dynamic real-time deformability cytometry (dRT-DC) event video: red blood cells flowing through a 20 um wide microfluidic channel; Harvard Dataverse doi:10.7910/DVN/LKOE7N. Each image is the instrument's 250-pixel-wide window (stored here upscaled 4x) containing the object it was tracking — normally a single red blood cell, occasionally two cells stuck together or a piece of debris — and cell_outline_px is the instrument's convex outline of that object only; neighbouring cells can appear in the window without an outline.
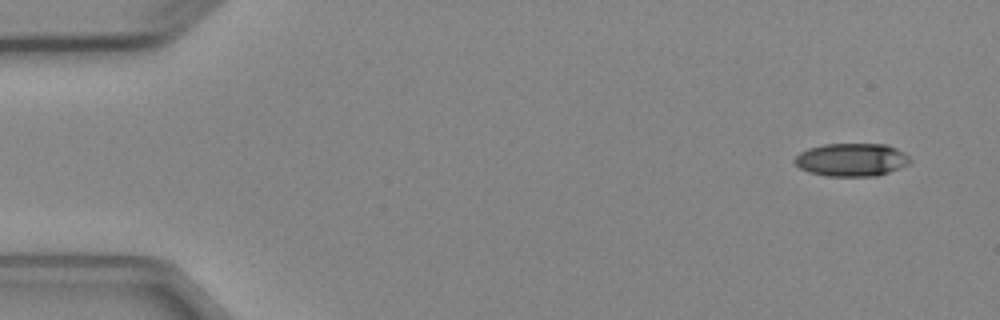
{"species": "Egyptian fruit bat (a non-hibernating species)", "species_latin": "Rousettus aegyptiacus", "temperature_condition": "cold", "stored_images_in_passage": 6, "camera_frame_rate_fps": 3000, "um_per_image_px": 0.085, "animal": {"sex": "female"}, "frame": {"image": 1, "passage_image": 1, "time_ms": 0.0, "image_size_px": [1000, 320], "cell_outline_px": [[912, 160], [908, 164], [900, 168], [876, 176], [824, 176], [808, 172], [800, 168], [792, 160], [800, 152], [808, 148], [824, 144], [888, 144], [904, 152]], "centroid_in_image_um": [72.37, 13.58], "position_along_channel_um": 12.6, "area_um2": 22.37}}
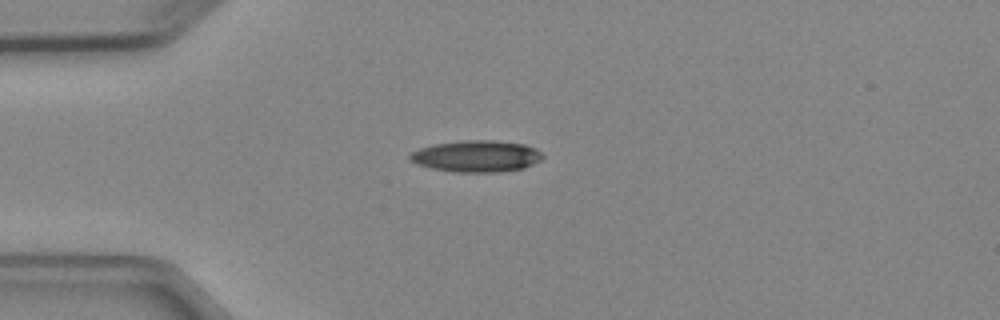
{"frame": {"image": 2, "passage_image": 3, "time_ms": 3.333, "image_size_px": [1000, 320], "cell_outline_px": [[544, 156], [540, 160], [524, 168], [500, 172], [452, 172], [432, 168], [416, 164], [408, 156], [412, 152], [420, 148], [432, 144], [464, 140], [492, 140], [524, 144], [536, 148]], "centroid_in_image_um": [40.5, 13.27], "position_along_channel_um": 44.5, "area_um2": 24.45}}
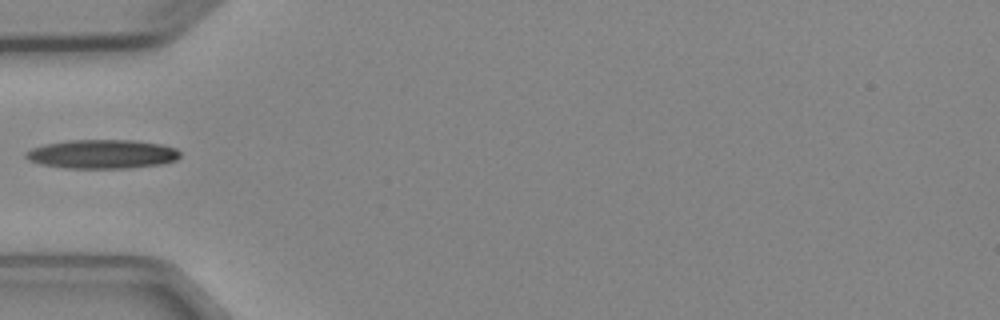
{"frame": {"image": 3, "passage_image": 4, "time_ms": 4.667, "image_size_px": [1000, 320], "cell_outline_px": [[180, 156], [176, 160], [164, 164], [128, 168], [64, 168], [40, 164], [28, 160], [24, 156], [24, 152], [32, 148], [44, 144], [68, 140], [136, 140], [160, 144], [176, 148], [180, 152]], "centroid_in_image_um": [8.67, 13.1], "position_along_channel_um": 76.3, "area_um2": 26.3}}